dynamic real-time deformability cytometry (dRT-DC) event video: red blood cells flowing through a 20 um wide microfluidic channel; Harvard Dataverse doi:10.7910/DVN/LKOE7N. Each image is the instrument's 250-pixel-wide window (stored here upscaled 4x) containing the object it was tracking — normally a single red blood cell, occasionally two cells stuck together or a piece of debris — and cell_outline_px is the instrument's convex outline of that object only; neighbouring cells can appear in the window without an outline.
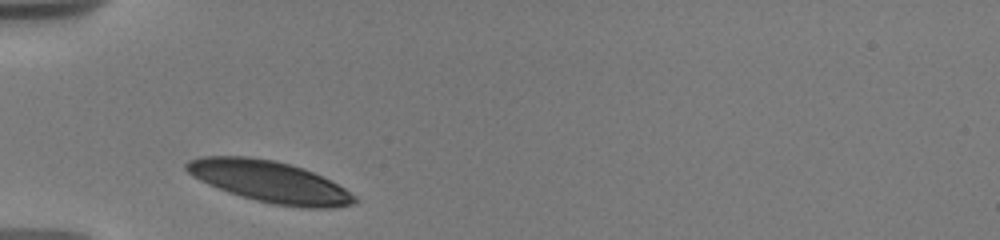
{"species": "human", "species_latin": "Homo sapiens", "temperature_condition": "warm", "stored_images_in_passage": 7, "camera_frame_rate_fps": 3000, "um_per_image_px": 0.085, "donor": {"sex": "male"}, "frame": {"image": 1, "passage_image": 1, "time_ms": 0.0, "image_size_px": [1000, 240], "cell_outline_px": [[360, 200], [352, 204], [332, 208], [300, 208], [272, 204], [240, 196], [228, 192], [200, 180], [188, 172], [184, 168], [184, 164], [188, 160], [204, 156], [248, 156], [272, 160], [304, 168], [344, 188], [356, 196]], "centroid_in_image_um": [22.92, 15.45], "position_along_channel_um": 62.1, "area_um2": 40.4}}
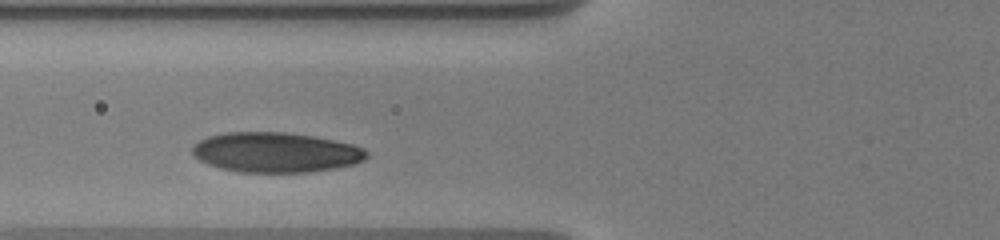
{"frame": {"image": 2, "passage_image": 4, "time_ms": 1.333, "image_size_px": [1000, 240], "cell_outline_px": [[368, 156], [364, 160], [352, 164], [336, 168], [308, 172], [240, 172], [220, 168], [208, 164], [192, 156], [192, 144], [208, 136], [224, 132], [284, 132], [312, 136], [352, 144], [364, 148], [368, 152]], "centroid_in_image_um": [23.4, 12.95], "position_along_channel_um": 102.4, "area_um2": 40.69}}
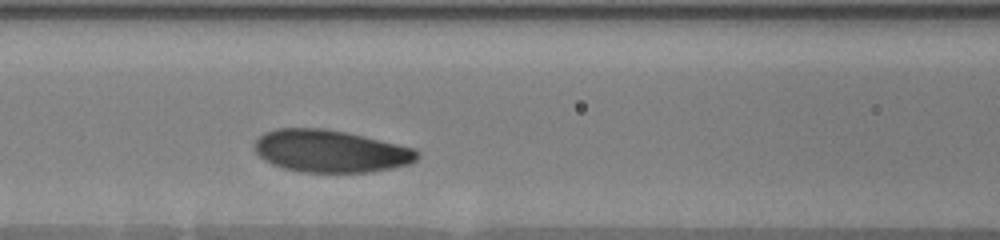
{"frame": {"image": 3, "passage_image": 7, "time_ms": 2.333, "image_size_px": [1000, 240], "cell_outline_px": [[420, 156], [416, 160], [408, 164], [392, 168], [368, 172], [304, 172], [284, 168], [272, 164], [264, 160], [252, 148], [252, 144], [264, 132], [276, 128], [324, 128], [348, 132], [412, 148], [420, 152]], "centroid_in_image_um": [28.05, 12.84], "position_along_channel_um": 138.5, "area_um2": 40.23}}